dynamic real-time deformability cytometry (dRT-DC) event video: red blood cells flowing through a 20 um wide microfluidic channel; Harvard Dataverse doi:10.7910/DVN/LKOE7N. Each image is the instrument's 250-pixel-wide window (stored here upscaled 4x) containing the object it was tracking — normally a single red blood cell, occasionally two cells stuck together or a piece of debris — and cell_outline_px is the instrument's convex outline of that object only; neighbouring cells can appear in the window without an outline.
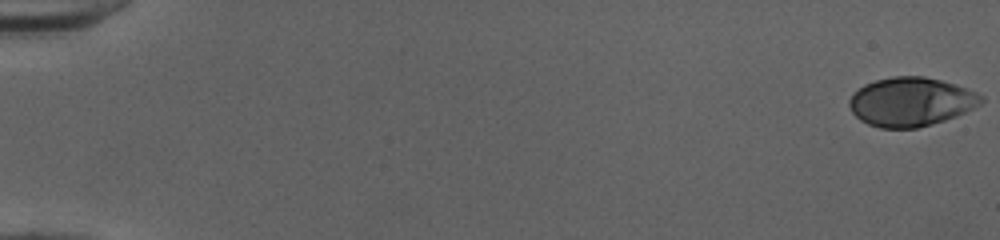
{"species": "human", "species_latin": "Homo sapiens", "temperature_condition": "cold", "stored_images_in_passage": 52, "camera_frame_rate_fps": 3000, "um_per_image_px": 0.085, "donor": {"sex": "female"}, "frame": {"image": 1, "passage_image": 1, "time_ms": 0.0, "image_size_px": [1000, 240], "cell_outline_px": [[984, 100], [980, 104], [956, 116], [932, 124], [916, 128], [880, 128], [868, 124], [860, 120], [852, 112], [848, 104], [848, 100], [852, 92], [864, 84], [876, 80], [892, 76], [924, 76], [956, 84], [976, 92], [984, 96]], "centroid_in_image_um": [77.4, 8.64], "position_along_channel_um": 7.6, "area_um2": 37.74}}
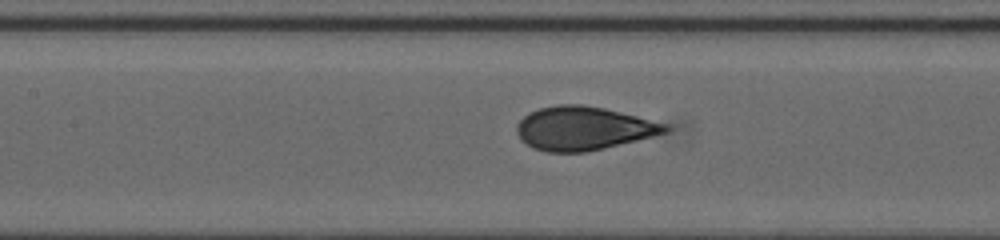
{"frame": {"image": 2, "passage_image": 26, "time_ms": 8.333, "image_size_px": [1000, 240], "cell_outline_px": [[672, 128], [668, 132], [636, 140], [584, 152], [548, 152], [536, 148], [528, 144], [516, 132], [516, 124], [528, 112], [540, 108], [556, 104], [584, 104], [604, 108], [668, 124]], "centroid_in_image_um": [49.59, 10.89], "position_along_channel_um": 157.8, "area_um2": 37.34}}
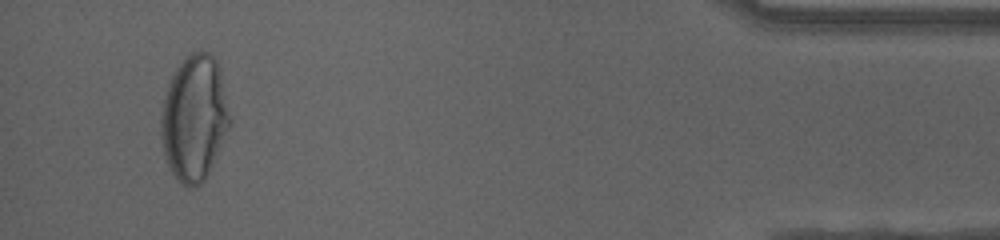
{"frame": {"image": 3, "passage_image": 50, "time_ms": 16.333, "image_size_px": [1000, 240], "cell_outline_px": [[232, 124], [212, 168], [204, 180], [200, 184], [188, 188], [172, 172], [168, 164], [164, 152], [160, 136], [160, 120], [164, 96], [168, 80], [172, 72], [184, 56], [200, 48], [208, 52], [216, 60], [220, 68], [232, 120]], "centroid_in_image_um": [16.53, 9.98], "position_along_channel_um": 418.7, "area_um2": 51.38}, "authors_computed_cell_mechanics": {"area_um2": 37.2232, "velocity_mm_per_s": 4.021, "shape_relaxation_time_tau1_ms": 9.4215, "shape_relaxation_time_tau2_ms": null, "deformation_change_tau1": 0.2903, "deformation_change_tau2": null}}